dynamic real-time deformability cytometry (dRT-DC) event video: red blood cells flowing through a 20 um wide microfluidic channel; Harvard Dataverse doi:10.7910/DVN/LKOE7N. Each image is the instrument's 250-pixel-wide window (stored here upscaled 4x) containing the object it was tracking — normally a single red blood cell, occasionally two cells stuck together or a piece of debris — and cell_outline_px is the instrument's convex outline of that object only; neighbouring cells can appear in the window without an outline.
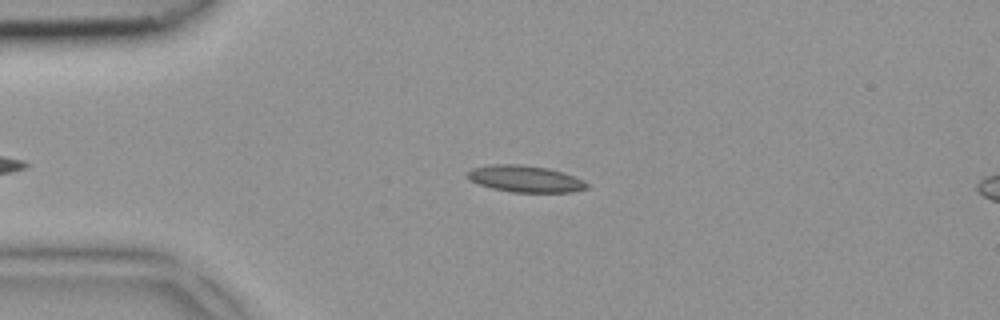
{"species": "common noctule bat (a hibernating species)", "species_latin": "Nyctalus noctula", "temperature_condition": "room temperature", "stored_images_in_passage": 6, "camera_frame_rate_fps": 3000, "um_per_image_px": 0.085, "animal": {"sex": "female", "body_mass_g": 18.4}, "frame": {"image": 1, "passage_image": 4, "time_ms": 1.0, "image_size_px": [1000, 320], "cell_outline_px": [[588, 188], [572, 192], [512, 192], [492, 188], [468, 180], [468, 172], [472, 168], [492, 164], [520, 164], [548, 168], [576, 176], [584, 180], [588, 184]], "centroid_in_image_um": [44.67, 15.2], "position_along_channel_um": 40.3, "area_um2": 18.55}}
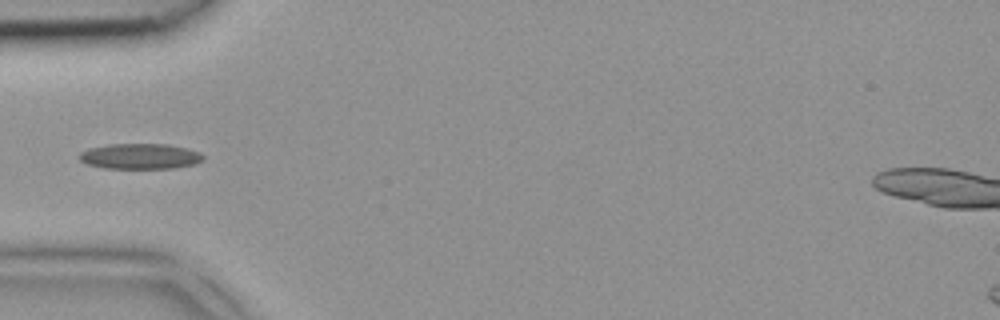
{"frame": {"image": 2, "passage_image": 5, "time_ms": 1.333, "image_size_px": [1000, 320], "cell_outline_px": [[204, 160], [196, 164], [172, 168], [104, 168], [88, 164], [80, 160], [80, 152], [88, 148], [108, 144], [168, 144], [188, 148], [200, 152], [204, 156]], "centroid_in_image_um": [11.95, 13.28], "position_along_channel_um": 73.1, "area_um2": 18.5}}